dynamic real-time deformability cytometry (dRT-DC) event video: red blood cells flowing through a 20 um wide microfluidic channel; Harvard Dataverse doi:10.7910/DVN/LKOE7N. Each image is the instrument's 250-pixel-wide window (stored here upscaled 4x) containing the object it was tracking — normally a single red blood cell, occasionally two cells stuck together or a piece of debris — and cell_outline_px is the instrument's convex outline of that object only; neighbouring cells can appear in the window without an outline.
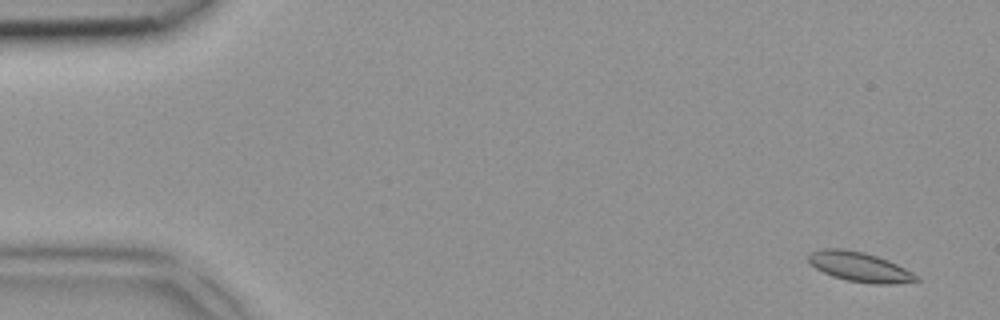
{"species": "common noctule bat (a hibernating species)", "species_latin": "Nyctalus noctula", "temperature_condition": "room temperature", "stored_images_in_passage": 4, "camera_frame_rate_fps": 3000, "um_per_image_px": 0.085, "animal": {"sex": "female", "body_mass_g": 18.4}, "frame": {"image": 1, "passage_image": 1, "time_ms": 0.0, "image_size_px": [1000, 320], "cell_outline_px": [[920, 280], [896, 284], [872, 284], [848, 280], [832, 276], [808, 264], [808, 252], [824, 248], [844, 248], [864, 252], [888, 260], [920, 276]], "centroid_in_image_um": [73.05, 22.68], "position_along_channel_um": 12.0, "area_um2": 18.79}}
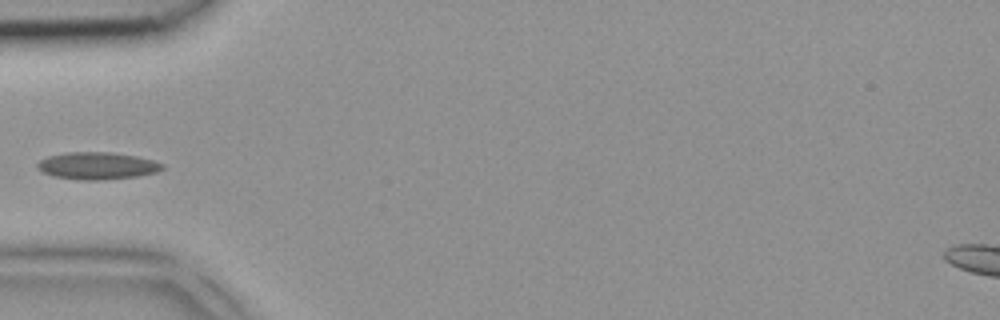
{"frame": {"image": 2, "passage_image": 4, "time_ms": 1.0, "image_size_px": [1000, 320], "cell_outline_px": [[164, 168], [156, 172], [136, 176], [100, 180], [80, 180], [52, 176], [40, 172], [36, 168], [36, 164], [40, 160], [48, 156], [68, 152], [112, 152], [136, 156], [152, 160], [164, 164]], "centroid_in_image_um": [8.21, 14.09], "position_along_channel_um": 76.8, "area_um2": 19.88}}